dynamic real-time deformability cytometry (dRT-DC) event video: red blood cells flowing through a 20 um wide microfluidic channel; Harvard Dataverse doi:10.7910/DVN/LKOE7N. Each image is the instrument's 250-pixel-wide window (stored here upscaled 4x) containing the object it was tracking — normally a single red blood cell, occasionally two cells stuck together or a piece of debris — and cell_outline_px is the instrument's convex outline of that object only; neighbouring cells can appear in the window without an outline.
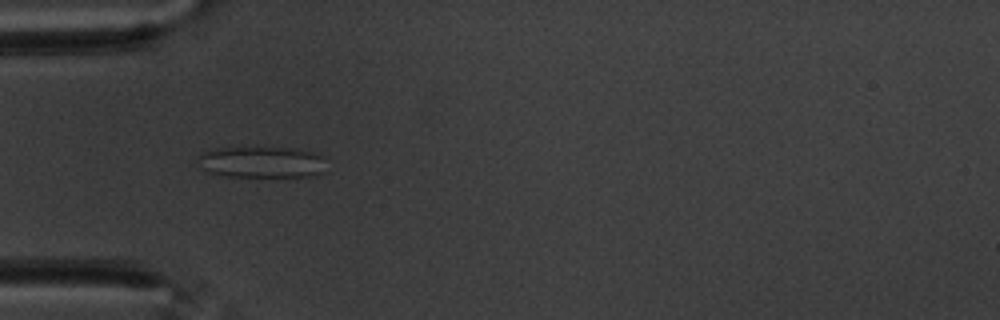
{"species": "common noctule bat (a hibernating species)", "species_latin": "Nyctalus noctula", "temperature_condition": "warm", "stored_images_in_passage": 57, "camera_frame_rate_fps": 3000, "um_per_image_px": 0.085, "animal": {"sex": "male", "body_mass_g": 20.1, "forearm_length_mm": 53.5}, "frame": {"image": 1, "passage_image": 17, "time_ms": 5.333, "image_size_px": [1000, 320], "cell_outline_px": [[324, 172], [312, 176], [224, 176], [212, 172], [204, 168], [196, 160], [196, 156], [204, 152], [216, 148], [288, 148], [312, 152], [324, 156]], "centroid_in_image_um": [22.25, 13.78], "position_along_channel_um": 62.7, "area_um2": 23.12}}
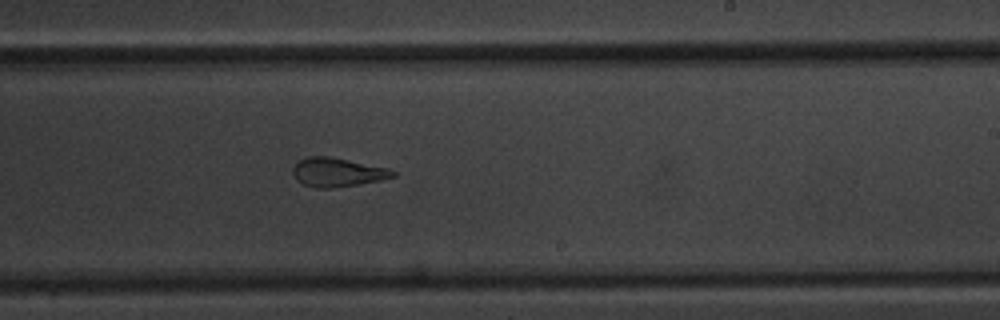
{"frame": {"image": 2, "passage_image": 34, "time_ms": 11.0, "image_size_px": [1000, 320], "cell_outline_px": [[396, 176], [380, 180], [360, 184], [332, 188], [312, 188], [296, 180], [292, 172], [292, 168], [300, 160], [308, 156], [328, 156], [388, 168], [396, 172]], "centroid_in_image_um": [28.66, 14.65], "position_along_channel_um": 260.3, "area_um2": 16.82}}
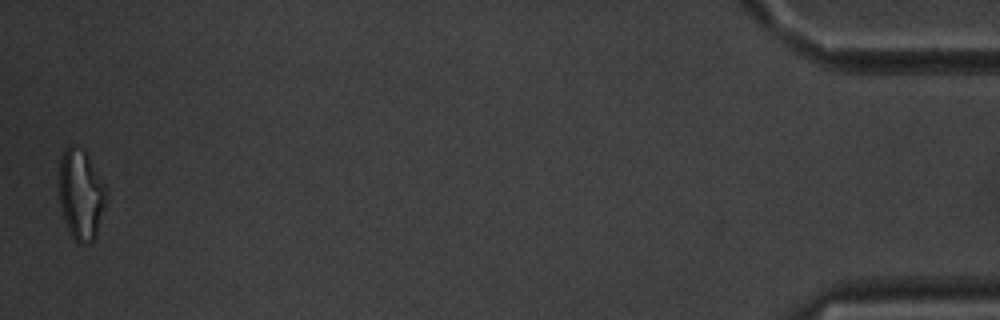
{"frame": {"image": 3, "passage_image": 56, "time_ms": 18.333, "image_size_px": [1000, 320], "cell_outline_px": [[104, 208], [96, 236], [88, 244], [80, 244], [72, 236], [64, 220], [60, 204], [60, 160], [64, 148], [76, 144], [84, 148], [104, 184]], "centroid_in_image_um": [6.86, 16.5], "position_along_channel_um": 428.3, "area_um2": 24.45}, "authors_computed_cell_mechanics": {"area_um2": 20.5768, "velocity_mm_per_s": 3.506, "shape_relaxation_time_tau1_ms": null, "shape_relaxation_time_tau2_ms": 1.7703, "deformation_change_tau1": null, "deformation_change_tau2": 0.0979}}